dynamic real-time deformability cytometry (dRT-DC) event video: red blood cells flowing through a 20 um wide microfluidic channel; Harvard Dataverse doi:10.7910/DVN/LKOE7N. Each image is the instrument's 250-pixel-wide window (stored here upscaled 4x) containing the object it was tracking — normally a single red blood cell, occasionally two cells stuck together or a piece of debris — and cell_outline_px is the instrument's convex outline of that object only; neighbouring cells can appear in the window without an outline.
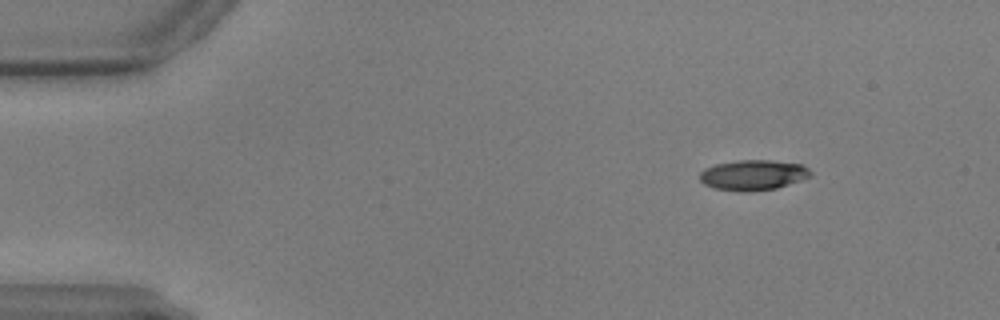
{"species": "common noctule bat (a hibernating species)", "species_latin": "Nyctalus noctula", "temperature_condition": "warm", "stored_images_in_passage": 52, "camera_frame_rate_fps": 3000, "um_per_image_px": 0.085, "animal": {"sex": "male", "body_mass_g": 17.9, "forearm_length_mm": 54.2}, "frame": {"image": 1, "passage_image": 1, "time_ms": 0.0, "image_size_px": [1000, 320], "cell_outline_px": [[812, 176], [776, 188], [752, 192], [740, 192], [716, 188], [704, 184], [700, 180], [700, 172], [704, 168], [716, 164], [740, 160], [768, 160], [800, 164], [808, 168], [812, 172]], "centroid_in_image_um": [64.01, 14.88], "position_along_channel_um": 21.0, "area_um2": 19.54}}
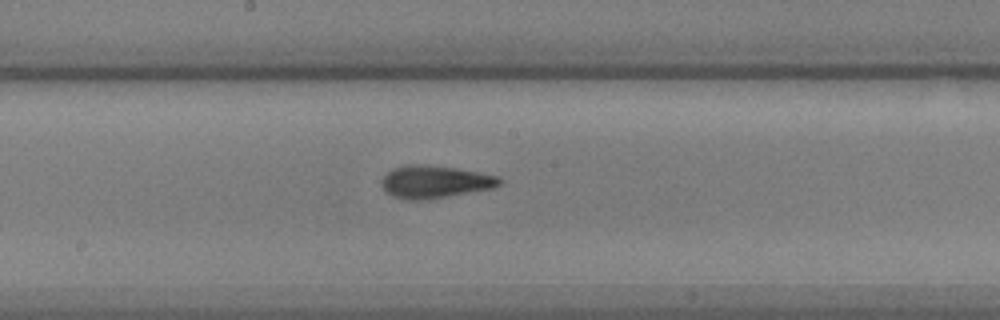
{"frame": {"image": 2, "passage_image": 25, "time_ms": 8.0, "image_size_px": [1000, 320], "cell_outline_px": [[504, 180], [500, 184], [492, 188], [420, 200], [408, 200], [392, 196], [384, 192], [380, 184], [380, 180], [392, 168], [404, 164], [428, 164], [456, 168], [500, 176]], "centroid_in_image_um": [36.91, 15.43], "position_along_channel_um": 211.3, "area_um2": 22.48}}
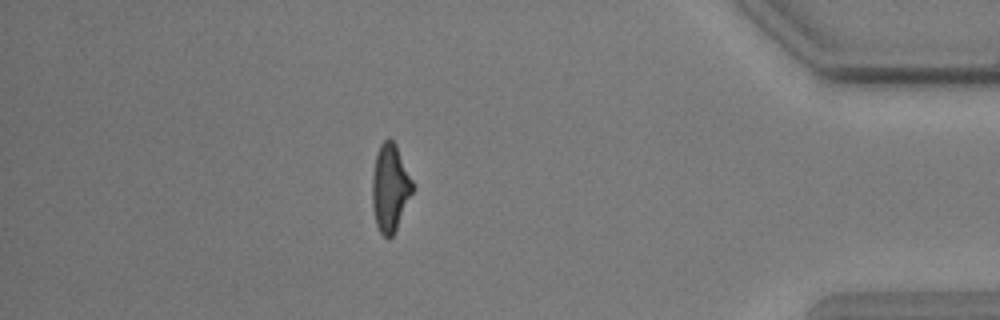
{"frame": {"image": 3, "passage_image": 45, "time_ms": 14.667, "image_size_px": [1000, 320], "cell_outline_px": [[412, 192], [396, 228], [392, 236], [388, 240], [380, 232], [376, 224], [372, 208], [372, 176], [376, 152], [380, 144], [388, 136], [396, 144], [412, 180]], "centroid_in_image_um": [33.12, 15.93], "position_along_channel_um": 402.1, "area_um2": 20.4}}